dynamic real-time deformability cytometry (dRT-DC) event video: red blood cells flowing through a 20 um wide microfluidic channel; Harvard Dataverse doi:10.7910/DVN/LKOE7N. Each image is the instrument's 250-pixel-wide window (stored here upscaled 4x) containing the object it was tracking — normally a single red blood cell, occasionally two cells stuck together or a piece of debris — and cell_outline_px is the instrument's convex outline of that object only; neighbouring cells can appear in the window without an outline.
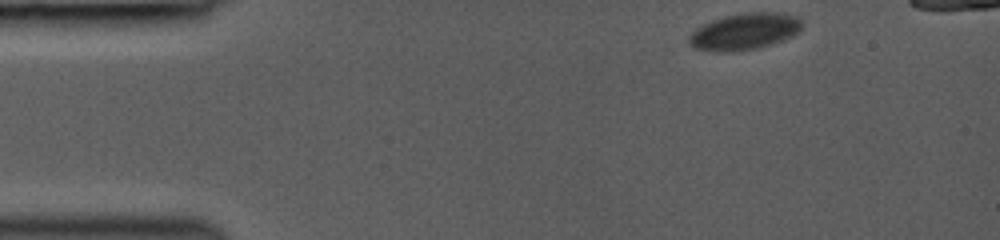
{"species": "common noctule bat (a hibernating species)", "species_latin": "Nyctalus noctula", "temperature_condition": "room temperature", "stored_images_in_passage": 40, "camera_frame_rate_fps": 3000, "um_per_image_px": 0.085, "animal": {"sex": "female", "body_mass_g": 19.0, "forearm_length_mm": 53.3}, "frame": {"image": 1, "passage_image": 1, "time_ms": 0.0, "image_size_px": [1000, 240], "cell_outline_px": [[800, 32], [792, 36], [772, 44], [756, 48], [732, 52], [720, 52], [696, 48], [688, 40], [688, 36], [696, 28], [712, 20], [724, 16], [744, 12], [780, 12], [800, 16]], "centroid_in_image_um": [63.31, 2.66], "position_along_channel_um": 21.7, "area_um2": 24.1}}
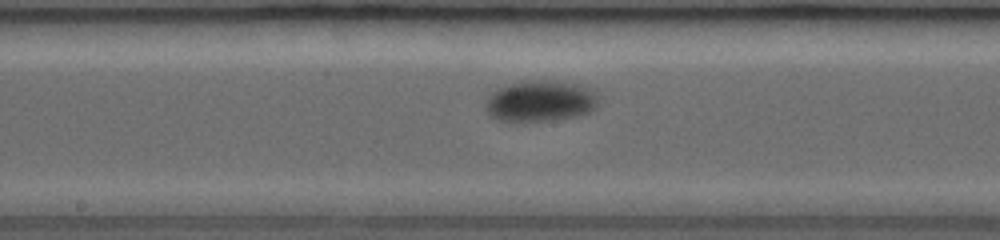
{"frame": {"image": 2, "passage_image": 22, "time_ms": 7.0, "image_size_px": [1000, 240], "cell_outline_px": [[600, 104], [596, 108], [580, 116], [548, 120], [496, 120], [488, 116], [488, 96], [496, 88], [504, 84], [520, 80], [548, 80], [580, 84], [596, 88]], "centroid_in_image_um": [46.0, 8.55], "position_along_channel_um": 202.2, "area_um2": 27.57}}
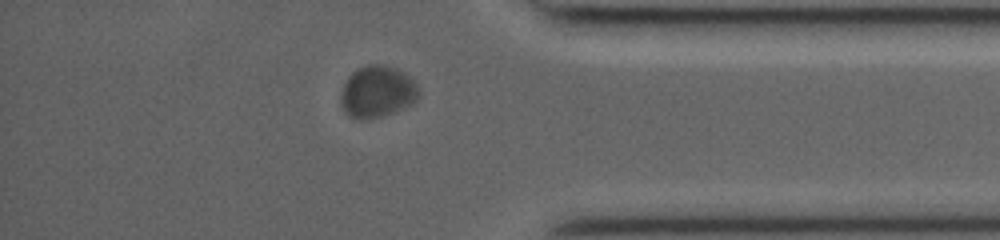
{"frame": {"image": 3, "passage_image": 38, "time_ms": 12.333, "image_size_px": [1000, 240], "cell_outline_px": [[420, 96], [412, 104], [396, 112], [380, 116], [360, 120], [348, 116], [340, 100], [340, 96], [344, 84], [348, 76], [356, 68], [368, 64], [384, 64], [396, 68], [404, 72], [420, 88]], "centroid_in_image_um": [32.09, 7.78], "position_along_channel_um": 403.1, "area_um2": 23.76}}